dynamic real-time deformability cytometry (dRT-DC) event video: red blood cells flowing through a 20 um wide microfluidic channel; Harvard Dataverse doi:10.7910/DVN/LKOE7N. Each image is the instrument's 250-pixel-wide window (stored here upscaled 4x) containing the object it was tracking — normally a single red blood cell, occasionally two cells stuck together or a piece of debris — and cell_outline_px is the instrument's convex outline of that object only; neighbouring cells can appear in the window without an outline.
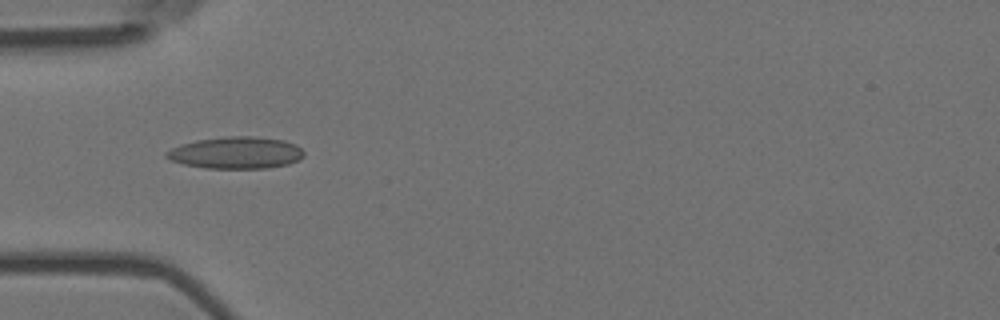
{"species": "Egyptian fruit bat (a non-hibernating species)", "species_latin": "Rousettus aegyptiacus", "temperature_condition": "room temperature", "stored_images_in_passage": 2, "camera_frame_rate_fps": 3000, "um_per_image_px": 0.085, "animal": {"sex": "female"}, "frame": {"image": 1, "passage_image": 1, "time_ms": 0.0, "image_size_px": [1000, 320], "cell_outline_px": [[304, 156], [288, 164], [268, 168], [208, 168], [184, 164], [172, 160], [164, 156], [164, 152], [180, 144], [196, 140], [228, 136], [252, 136], [284, 140], [296, 144], [304, 152]], "centroid_in_image_um": [20.05, 12.97], "position_along_channel_um": 64.9, "area_um2": 25.49}}
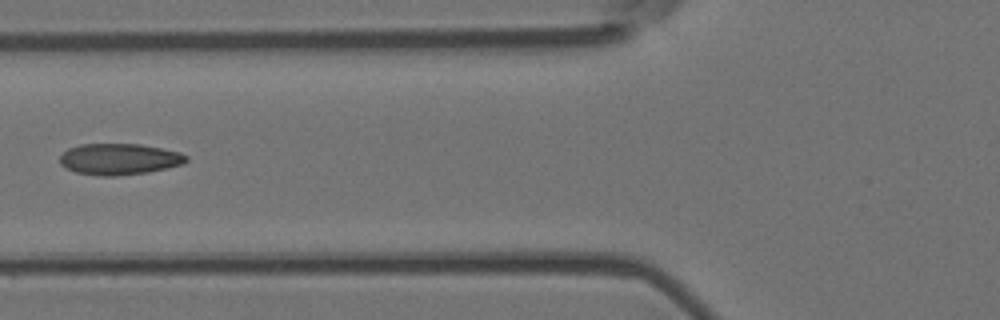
{"frame": {"image": 2, "passage_image": 2, "time_ms": 0.333, "image_size_px": [1000, 320], "cell_outline_px": [[188, 160], [184, 164], [168, 168], [148, 172], [116, 176], [100, 176], [76, 172], [64, 168], [60, 164], [60, 156], [68, 148], [80, 144], [140, 144], [180, 152], [188, 156]], "centroid_in_image_um": [10.14, 13.53], "position_along_channel_um": 115.7, "area_um2": 23.18}}